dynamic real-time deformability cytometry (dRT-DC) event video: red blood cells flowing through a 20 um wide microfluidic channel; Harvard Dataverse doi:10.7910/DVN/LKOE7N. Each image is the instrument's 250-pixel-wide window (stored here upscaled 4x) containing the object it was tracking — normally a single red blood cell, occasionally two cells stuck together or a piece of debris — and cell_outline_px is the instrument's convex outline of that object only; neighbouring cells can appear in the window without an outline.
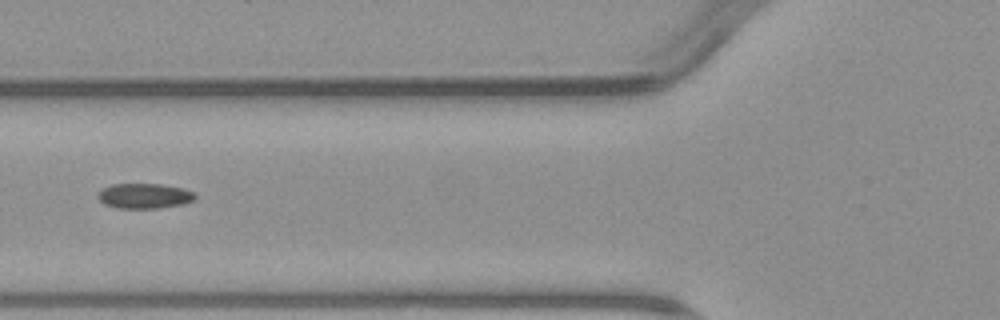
{"species": "common noctule bat (a hibernating species)", "species_latin": "Nyctalus noctula", "temperature_condition": "warm", "stored_images_in_passage": 3, "camera_frame_rate_fps": 3000, "um_per_image_px": 0.085, "animal": {"sex": "male", "body_mass_g": 23.1, "forearm_length_mm": 52.7}, "frame": {"image": 1, "passage_image": 3, "time_ms": 3.333, "image_size_px": [1000, 320], "cell_outline_px": [[196, 196], [192, 200], [184, 204], [160, 208], [116, 208], [104, 204], [96, 196], [104, 188], [112, 184], [160, 184], [184, 188], [192, 192]], "centroid_in_image_um": [12.27, 16.66], "position_along_channel_um": 113.5, "area_um2": 14.16}}